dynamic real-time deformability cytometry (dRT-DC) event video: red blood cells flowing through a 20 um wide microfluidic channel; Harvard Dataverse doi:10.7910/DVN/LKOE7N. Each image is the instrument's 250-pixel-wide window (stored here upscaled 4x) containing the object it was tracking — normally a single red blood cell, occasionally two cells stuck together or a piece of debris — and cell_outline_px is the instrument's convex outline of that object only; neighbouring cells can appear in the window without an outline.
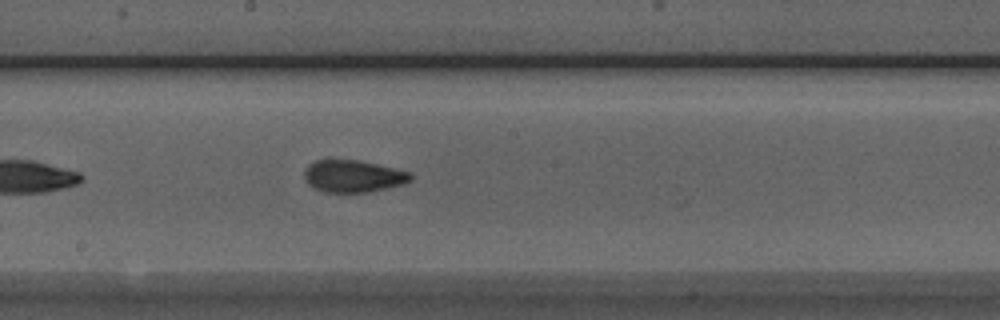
{"species": "Egyptian fruit bat (a non-hibernating species)", "species_latin": "Rousettus aegyptiacus", "temperature_condition": "room temperature", "stored_images_in_passage": 25, "camera_frame_rate_fps": 3000, "um_per_image_px": 0.085, "animal": {"sex": "male"}, "frame": {"image": 1, "passage_image": 15, "time_ms": 4.667, "image_size_px": [1000, 320], "cell_outline_px": [[412, 180], [404, 184], [368, 192], [324, 192], [312, 188], [308, 184], [304, 176], [304, 172], [308, 164], [316, 160], [328, 156], [356, 160], [376, 164], [412, 172]], "centroid_in_image_um": [29.97, 14.94], "position_along_channel_um": 218.2, "area_um2": 20.52}}